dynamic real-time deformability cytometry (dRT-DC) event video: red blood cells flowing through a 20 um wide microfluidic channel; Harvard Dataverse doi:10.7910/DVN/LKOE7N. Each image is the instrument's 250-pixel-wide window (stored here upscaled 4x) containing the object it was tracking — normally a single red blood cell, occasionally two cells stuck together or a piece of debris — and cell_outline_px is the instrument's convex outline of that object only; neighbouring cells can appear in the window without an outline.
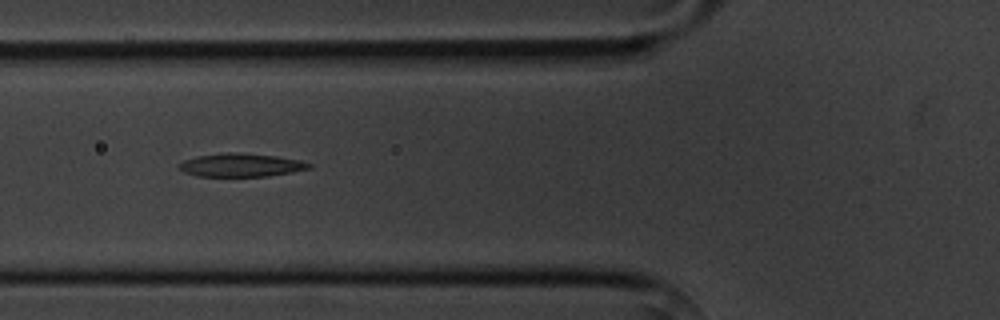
{"species": "common noctule bat (a hibernating species)", "species_latin": "Nyctalus noctula", "temperature_condition": "cold", "stored_images_in_passage": 8, "camera_frame_rate_fps": 3000, "um_per_image_px": 0.085, "animal": {"sex": "male", "body_mass_g": 20.1, "forearm_length_mm": 53.5}, "frame": {"image": 1, "passage_image": 5, "time_ms": 4.667, "image_size_px": [1000, 320], "cell_outline_px": [[312, 168], [292, 172], [268, 176], [196, 176], [184, 172], [176, 164], [184, 160], [196, 156], [224, 152], [244, 152], [276, 156], [300, 160], [312, 164]], "centroid_in_image_um": [20.48, 14.02], "position_along_channel_um": 105.3, "area_um2": 17.86}}
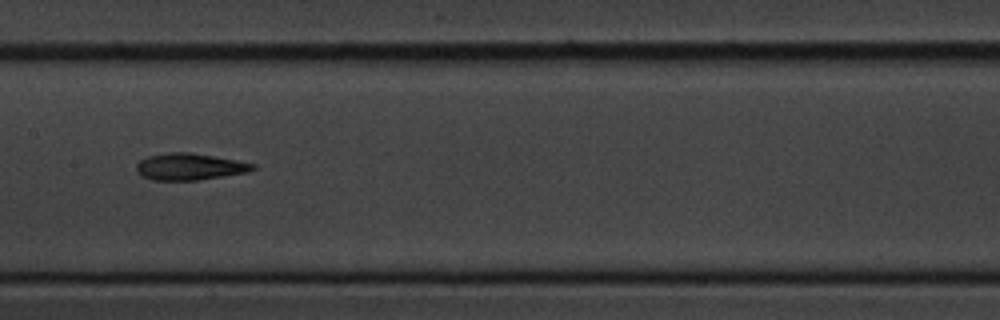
{"frame": {"image": 2, "passage_image": 7, "time_ms": 7.0, "image_size_px": [1000, 320], "cell_outline_px": [[256, 168], [248, 172], [196, 180], [152, 180], [136, 172], [136, 164], [140, 160], [148, 156], [172, 152], [188, 152], [236, 160], [256, 164]], "centroid_in_image_um": [16.11, 14.17], "position_along_channel_um": 191.3, "area_um2": 17.92}}
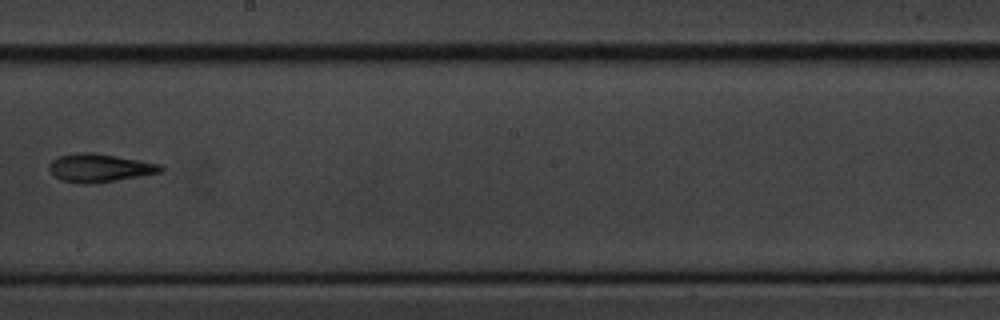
{"frame": {"image": 3, "passage_image": 8, "time_ms": 8.333, "image_size_px": [1000, 320], "cell_outline_px": [[164, 168], [160, 172], [140, 176], [92, 184], [84, 184], [60, 180], [48, 168], [48, 164], [56, 156], [84, 152], [92, 152], [140, 160], [160, 164]], "centroid_in_image_um": [8.44, 14.27], "position_along_channel_um": 239.8, "area_um2": 18.26}}